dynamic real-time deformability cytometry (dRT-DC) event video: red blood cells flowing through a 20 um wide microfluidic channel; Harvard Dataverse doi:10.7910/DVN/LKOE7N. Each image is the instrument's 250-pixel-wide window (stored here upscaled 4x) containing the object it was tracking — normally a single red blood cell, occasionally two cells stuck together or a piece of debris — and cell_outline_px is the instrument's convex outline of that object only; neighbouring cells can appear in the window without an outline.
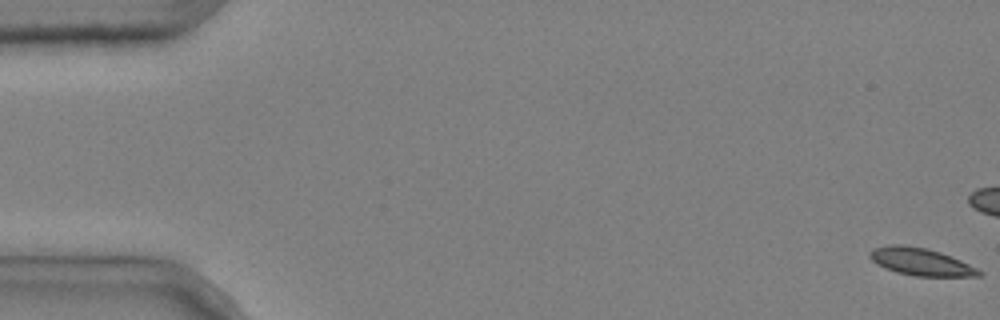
{"species": "common noctule bat (a hibernating species)", "species_latin": "Nyctalus noctula", "temperature_condition": "cold", "stored_images_in_passage": 4, "camera_frame_rate_fps": 3000, "um_per_image_px": 0.085, "animal": {"sex": "male", "body_mass_g": 20.4}, "frame": {"image": 1, "passage_image": 1, "time_ms": 0.0, "image_size_px": [1000, 320], "cell_outline_px": [[984, 272], [980, 276], [916, 276], [896, 272], [884, 268], [872, 260], [868, 256], [868, 252], [872, 248], [888, 244], [904, 244], [928, 248], [952, 256]], "centroid_in_image_um": [78.22, 22.23], "position_along_channel_um": 6.8, "area_um2": 17.63}}